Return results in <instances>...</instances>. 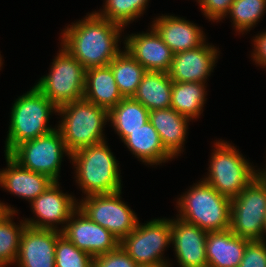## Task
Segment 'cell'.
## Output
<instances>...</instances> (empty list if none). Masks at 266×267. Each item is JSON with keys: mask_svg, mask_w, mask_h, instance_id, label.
Instances as JSON below:
<instances>
[{"mask_svg": "<svg viewBox=\"0 0 266 267\" xmlns=\"http://www.w3.org/2000/svg\"><path fill=\"white\" fill-rule=\"evenodd\" d=\"M124 30L92 11L83 19L65 26L59 37L60 45L86 70L107 66L122 51L119 45Z\"/></svg>", "mask_w": 266, "mask_h": 267, "instance_id": "6da1fadb", "label": "cell"}, {"mask_svg": "<svg viewBox=\"0 0 266 267\" xmlns=\"http://www.w3.org/2000/svg\"><path fill=\"white\" fill-rule=\"evenodd\" d=\"M107 142L83 147L71 154L75 183L84 197L122 191L120 166Z\"/></svg>", "mask_w": 266, "mask_h": 267, "instance_id": "7a4b0ae2", "label": "cell"}, {"mask_svg": "<svg viewBox=\"0 0 266 267\" xmlns=\"http://www.w3.org/2000/svg\"><path fill=\"white\" fill-rule=\"evenodd\" d=\"M58 108L34 85L19 96L11 107L10 122L5 141V154L20 143L48 134L57 128L49 125L52 113Z\"/></svg>", "mask_w": 266, "mask_h": 267, "instance_id": "3957f363", "label": "cell"}, {"mask_svg": "<svg viewBox=\"0 0 266 267\" xmlns=\"http://www.w3.org/2000/svg\"><path fill=\"white\" fill-rule=\"evenodd\" d=\"M176 217L207 232L230 229L231 199L199 180L176 202Z\"/></svg>", "mask_w": 266, "mask_h": 267, "instance_id": "277c9868", "label": "cell"}, {"mask_svg": "<svg viewBox=\"0 0 266 267\" xmlns=\"http://www.w3.org/2000/svg\"><path fill=\"white\" fill-rule=\"evenodd\" d=\"M57 115L61 118L57 129L71 154L106 140L108 110L83 98L58 107Z\"/></svg>", "mask_w": 266, "mask_h": 267, "instance_id": "5b68a950", "label": "cell"}, {"mask_svg": "<svg viewBox=\"0 0 266 267\" xmlns=\"http://www.w3.org/2000/svg\"><path fill=\"white\" fill-rule=\"evenodd\" d=\"M209 159L207 176L202 178L226 197L234 198L260 174L239 149L224 140H215Z\"/></svg>", "mask_w": 266, "mask_h": 267, "instance_id": "8992f818", "label": "cell"}, {"mask_svg": "<svg viewBox=\"0 0 266 267\" xmlns=\"http://www.w3.org/2000/svg\"><path fill=\"white\" fill-rule=\"evenodd\" d=\"M86 69L63 46L35 86L58 108L83 99Z\"/></svg>", "mask_w": 266, "mask_h": 267, "instance_id": "52a82bcc", "label": "cell"}, {"mask_svg": "<svg viewBox=\"0 0 266 267\" xmlns=\"http://www.w3.org/2000/svg\"><path fill=\"white\" fill-rule=\"evenodd\" d=\"M266 219V178L260 173L231 198L230 230L239 237L262 240Z\"/></svg>", "mask_w": 266, "mask_h": 267, "instance_id": "ba28073f", "label": "cell"}, {"mask_svg": "<svg viewBox=\"0 0 266 267\" xmlns=\"http://www.w3.org/2000/svg\"><path fill=\"white\" fill-rule=\"evenodd\" d=\"M9 155L23 168L45 174L53 181L59 180L63 157H71L57 128L46 135L20 143Z\"/></svg>", "mask_w": 266, "mask_h": 267, "instance_id": "9c48e42d", "label": "cell"}, {"mask_svg": "<svg viewBox=\"0 0 266 267\" xmlns=\"http://www.w3.org/2000/svg\"><path fill=\"white\" fill-rule=\"evenodd\" d=\"M171 244V218H158L140 223L120 241V246L138 264H169L164 255ZM167 247V248H166ZM166 258V259H165Z\"/></svg>", "mask_w": 266, "mask_h": 267, "instance_id": "30bf717a", "label": "cell"}, {"mask_svg": "<svg viewBox=\"0 0 266 267\" xmlns=\"http://www.w3.org/2000/svg\"><path fill=\"white\" fill-rule=\"evenodd\" d=\"M121 194L122 191L77 199L78 208L90 220L111 232L119 242L136 228L139 221L133 209L122 201Z\"/></svg>", "mask_w": 266, "mask_h": 267, "instance_id": "8fae6325", "label": "cell"}, {"mask_svg": "<svg viewBox=\"0 0 266 267\" xmlns=\"http://www.w3.org/2000/svg\"><path fill=\"white\" fill-rule=\"evenodd\" d=\"M60 187L59 181H54L43 193L29 203L35 217L24 219L27 226L58 231L64 229L71 214L78 208V200L75 196L67 192L64 193Z\"/></svg>", "mask_w": 266, "mask_h": 267, "instance_id": "7c38bea8", "label": "cell"}, {"mask_svg": "<svg viewBox=\"0 0 266 267\" xmlns=\"http://www.w3.org/2000/svg\"><path fill=\"white\" fill-rule=\"evenodd\" d=\"M61 233L92 257L115 250L120 244L111 232L90 220L79 208L71 214Z\"/></svg>", "mask_w": 266, "mask_h": 267, "instance_id": "4fadbf2b", "label": "cell"}, {"mask_svg": "<svg viewBox=\"0 0 266 267\" xmlns=\"http://www.w3.org/2000/svg\"><path fill=\"white\" fill-rule=\"evenodd\" d=\"M148 32L125 36L123 49L135 58L147 71L169 72L174 53L150 26Z\"/></svg>", "mask_w": 266, "mask_h": 267, "instance_id": "5bb4252c", "label": "cell"}, {"mask_svg": "<svg viewBox=\"0 0 266 267\" xmlns=\"http://www.w3.org/2000/svg\"><path fill=\"white\" fill-rule=\"evenodd\" d=\"M216 47L205 42L195 49L175 53L169 77L177 82L206 83L218 62L220 51Z\"/></svg>", "mask_w": 266, "mask_h": 267, "instance_id": "9a60e30c", "label": "cell"}, {"mask_svg": "<svg viewBox=\"0 0 266 267\" xmlns=\"http://www.w3.org/2000/svg\"><path fill=\"white\" fill-rule=\"evenodd\" d=\"M208 232L176 217L171 219V245L180 267H208L206 238Z\"/></svg>", "mask_w": 266, "mask_h": 267, "instance_id": "2e32d148", "label": "cell"}, {"mask_svg": "<svg viewBox=\"0 0 266 267\" xmlns=\"http://www.w3.org/2000/svg\"><path fill=\"white\" fill-rule=\"evenodd\" d=\"M61 231L26 226L20 240L18 267H56L55 250Z\"/></svg>", "mask_w": 266, "mask_h": 267, "instance_id": "e0dca14e", "label": "cell"}, {"mask_svg": "<svg viewBox=\"0 0 266 267\" xmlns=\"http://www.w3.org/2000/svg\"><path fill=\"white\" fill-rule=\"evenodd\" d=\"M153 19L151 26L174 54L195 49L207 40L201 26L183 17L162 14Z\"/></svg>", "mask_w": 266, "mask_h": 267, "instance_id": "ac0fdd59", "label": "cell"}, {"mask_svg": "<svg viewBox=\"0 0 266 267\" xmlns=\"http://www.w3.org/2000/svg\"><path fill=\"white\" fill-rule=\"evenodd\" d=\"M7 167L0 170V187L12 195L32 202L54 181L45 174L23 168L9 154H4Z\"/></svg>", "mask_w": 266, "mask_h": 267, "instance_id": "d6986e66", "label": "cell"}, {"mask_svg": "<svg viewBox=\"0 0 266 267\" xmlns=\"http://www.w3.org/2000/svg\"><path fill=\"white\" fill-rule=\"evenodd\" d=\"M149 121L158 132L164 148L174 158H178L184 152L188 125L192 120L173 108H164L150 111Z\"/></svg>", "mask_w": 266, "mask_h": 267, "instance_id": "ffe728a7", "label": "cell"}, {"mask_svg": "<svg viewBox=\"0 0 266 267\" xmlns=\"http://www.w3.org/2000/svg\"><path fill=\"white\" fill-rule=\"evenodd\" d=\"M248 241L236 236L230 229L208 232L206 238L208 267H238Z\"/></svg>", "mask_w": 266, "mask_h": 267, "instance_id": "44dd1931", "label": "cell"}, {"mask_svg": "<svg viewBox=\"0 0 266 267\" xmlns=\"http://www.w3.org/2000/svg\"><path fill=\"white\" fill-rule=\"evenodd\" d=\"M132 155L145 165L168 163L174 157L164 148L158 132L150 121L132 131L123 141Z\"/></svg>", "mask_w": 266, "mask_h": 267, "instance_id": "7402d4cb", "label": "cell"}, {"mask_svg": "<svg viewBox=\"0 0 266 267\" xmlns=\"http://www.w3.org/2000/svg\"><path fill=\"white\" fill-rule=\"evenodd\" d=\"M83 98L108 111L124 98L109 65L86 70Z\"/></svg>", "mask_w": 266, "mask_h": 267, "instance_id": "603a6c76", "label": "cell"}, {"mask_svg": "<svg viewBox=\"0 0 266 267\" xmlns=\"http://www.w3.org/2000/svg\"><path fill=\"white\" fill-rule=\"evenodd\" d=\"M172 83L166 72L147 71L133 98L149 111L171 108Z\"/></svg>", "mask_w": 266, "mask_h": 267, "instance_id": "cb8c5ba5", "label": "cell"}, {"mask_svg": "<svg viewBox=\"0 0 266 267\" xmlns=\"http://www.w3.org/2000/svg\"><path fill=\"white\" fill-rule=\"evenodd\" d=\"M149 110L133 97L123 98L118 105L108 111L111 127L123 141L149 121Z\"/></svg>", "mask_w": 266, "mask_h": 267, "instance_id": "d4e9b609", "label": "cell"}, {"mask_svg": "<svg viewBox=\"0 0 266 267\" xmlns=\"http://www.w3.org/2000/svg\"><path fill=\"white\" fill-rule=\"evenodd\" d=\"M206 83L177 82L172 83L171 108L191 120H197L203 113L207 100Z\"/></svg>", "mask_w": 266, "mask_h": 267, "instance_id": "484cf974", "label": "cell"}, {"mask_svg": "<svg viewBox=\"0 0 266 267\" xmlns=\"http://www.w3.org/2000/svg\"><path fill=\"white\" fill-rule=\"evenodd\" d=\"M108 65L121 95L124 98L133 97L147 70L126 50H122Z\"/></svg>", "mask_w": 266, "mask_h": 267, "instance_id": "4316f807", "label": "cell"}, {"mask_svg": "<svg viewBox=\"0 0 266 267\" xmlns=\"http://www.w3.org/2000/svg\"><path fill=\"white\" fill-rule=\"evenodd\" d=\"M266 13V0H234L229 12L226 14L230 18L236 33L247 34Z\"/></svg>", "mask_w": 266, "mask_h": 267, "instance_id": "83f0119b", "label": "cell"}, {"mask_svg": "<svg viewBox=\"0 0 266 267\" xmlns=\"http://www.w3.org/2000/svg\"><path fill=\"white\" fill-rule=\"evenodd\" d=\"M150 0H104L103 8L95 11L99 16L127 27L143 16Z\"/></svg>", "mask_w": 266, "mask_h": 267, "instance_id": "f1b7e54d", "label": "cell"}, {"mask_svg": "<svg viewBox=\"0 0 266 267\" xmlns=\"http://www.w3.org/2000/svg\"><path fill=\"white\" fill-rule=\"evenodd\" d=\"M18 212H13L6 220L0 223V267H6L9 265H14L16 258L18 256L21 235L27 226L22 221H13L15 214Z\"/></svg>", "mask_w": 266, "mask_h": 267, "instance_id": "f546056e", "label": "cell"}, {"mask_svg": "<svg viewBox=\"0 0 266 267\" xmlns=\"http://www.w3.org/2000/svg\"><path fill=\"white\" fill-rule=\"evenodd\" d=\"M56 267H93V257L78 249L64 235L57 238L55 250Z\"/></svg>", "mask_w": 266, "mask_h": 267, "instance_id": "4dcf8cb0", "label": "cell"}, {"mask_svg": "<svg viewBox=\"0 0 266 267\" xmlns=\"http://www.w3.org/2000/svg\"><path fill=\"white\" fill-rule=\"evenodd\" d=\"M137 265L120 245L115 250L93 257V267H137Z\"/></svg>", "mask_w": 266, "mask_h": 267, "instance_id": "1f68e13d", "label": "cell"}, {"mask_svg": "<svg viewBox=\"0 0 266 267\" xmlns=\"http://www.w3.org/2000/svg\"><path fill=\"white\" fill-rule=\"evenodd\" d=\"M238 267H266V243L262 240L248 241Z\"/></svg>", "mask_w": 266, "mask_h": 267, "instance_id": "d6a6232c", "label": "cell"}, {"mask_svg": "<svg viewBox=\"0 0 266 267\" xmlns=\"http://www.w3.org/2000/svg\"><path fill=\"white\" fill-rule=\"evenodd\" d=\"M234 0H198L203 15L209 21L219 22L226 18V14Z\"/></svg>", "mask_w": 266, "mask_h": 267, "instance_id": "836d02e7", "label": "cell"}, {"mask_svg": "<svg viewBox=\"0 0 266 267\" xmlns=\"http://www.w3.org/2000/svg\"><path fill=\"white\" fill-rule=\"evenodd\" d=\"M252 41L254 49H252L251 59L255 62V65L266 68V31L255 35Z\"/></svg>", "mask_w": 266, "mask_h": 267, "instance_id": "e575fe53", "label": "cell"}, {"mask_svg": "<svg viewBox=\"0 0 266 267\" xmlns=\"http://www.w3.org/2000/svg\"><path fill=\"white\" fill-rule=\"evenodd\" d=\"M13 212L18 211L14 207H11V205L0 201V223L6 220Z\"/></svg>", "mask_w": 266, "mask_h": 267, "instance_id": "d590c367", "label": "cell"}, {"mask_svg": "<svg viewBox=\"0 0 266 267\" xmlns=\"http://www.w3.org/2000/svg\"><path fill=\"white\" fill-rule=\"evenodd\" d=\"M137 267H169V264H140Z\"/></svg>", "mask_w": 266, "mask_h": 267, "instance_id": "8d00e7d4", "label": "cell"}, {"mask_svg": "<svg viewBox=\"0 0 266 267\" xmlns=\"http://www.w3.org/2000/svg\"><path fill=\"white\" fill-rule=\"evenodd\" d=\"M266 219H265V225H264V232H263V235H262V241H264L266 243Z\"/></svg>", "mask_w": 266, "mask_h": 267, "instance_id": "74e56055", "label": "cell"}, {"mask_svg": "<svg viewBox=\"0 0 266 267\" xmlns=\"http://www.w3.org/2000/svg\"><path fill=\"white\" fill-rule=\"evenodd\" d=\"M260 173L266 178V164H265V168L260 169Z\"/></svg>", "mask_w": 266, "mask_h": 267, "instance_id": "f35d334b", "label": "cell"}, {"mask_svg": "<svg viewBox=\"0 0 266 267\" xmlns=\"http://www.w3.org/2000/svg\"><path fill=\"white\" fill-rule=\"evenodd\" d=\"M3 65V62H2V55L0 54V70H1V66Z\"/></svg>", "mask_w": 266, "mask_h": 267, "instance_id": "ab89813d", "label": "cell"}]
</instances>
